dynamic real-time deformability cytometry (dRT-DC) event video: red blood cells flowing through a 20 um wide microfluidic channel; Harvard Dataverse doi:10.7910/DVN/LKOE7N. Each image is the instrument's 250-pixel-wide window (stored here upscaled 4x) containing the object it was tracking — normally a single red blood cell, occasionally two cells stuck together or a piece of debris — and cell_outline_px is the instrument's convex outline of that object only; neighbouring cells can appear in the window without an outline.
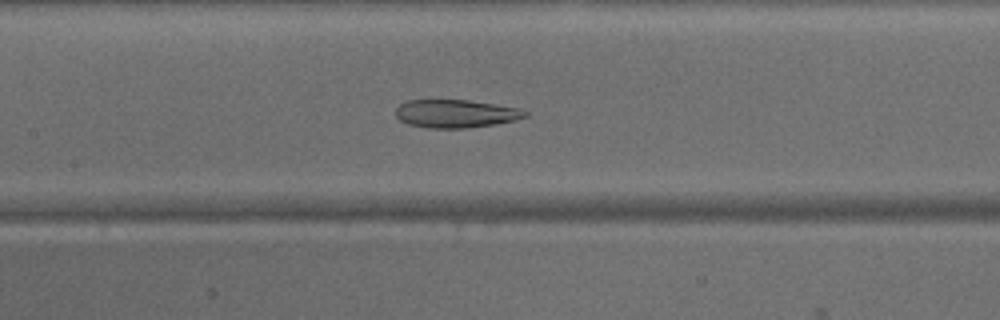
{"species": "common noctule bat (a hibernating species)", "species_latin": "Nyctalus noctula", "temperature_condition": "warm", "stored_images_in_passage": 47, "camera_frame_rate_fps": 3000, "um_per_image_px": 0.085, "animal": {"sex": "male", "body_mass_g": 15.6}, "frame": {"image": 1, "passage_image": 22, "time_ms": 7.0, "image_size_px": [1000, 320], "cell_outline_px": [[528, 116], [516, 120], [468, 128], [428, 128], [408, 124], [400, 120], [396, 116], [396, 108], [400, 104], [408, 100], [468, 100], [520, 108], [528, 112]], "centroid_in_image_um": [38.74, 9.66], "position_along_channel_um": 168.7, "area_um2": 21.15}}
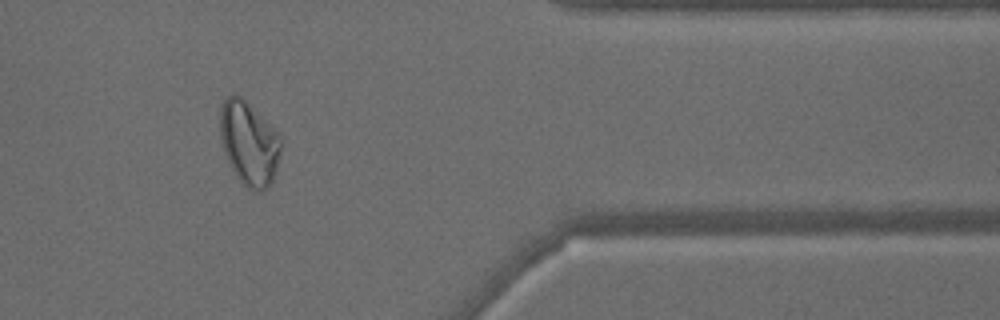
{"frame": {"image": 2, "passage_image": 39, "time_ms": 12.667, "image_size_px": [1000, 320], "cell_outline_px": [[280, 148], [276, 168], [272, 180], [268, 188], [264, 192], [248, 188], [236, 176], [224, 152], [220, 136], [220, 108], [224, 100], [232, 92], [236, 92], [280, 136]], "centroid_in_image_um": [21.13, 12.18], "position_along_channel_um": 390.3, "area_um2": 29.07}}
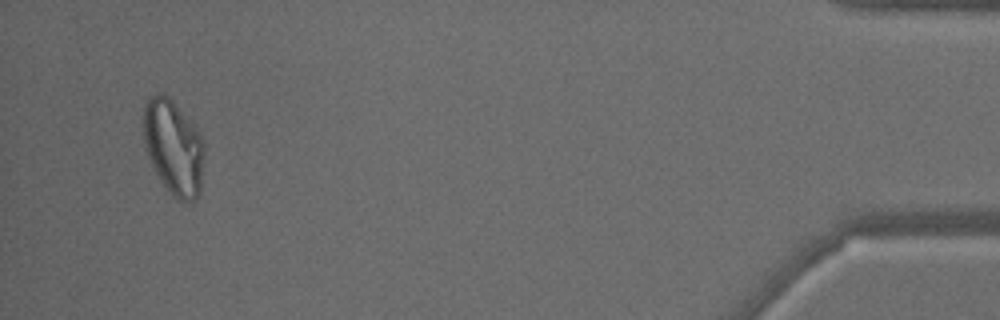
{"frame": {"image": 3, "passage_image": 45, "time_ms": 14.667, "image_size_px": [1000, 320], "cell_outline_px": [[204, 156], [200, 192], [196, 200], [176, 200], [172, 196], [160, 180], [144, 148], [144, 104], [148, 96], [156, 92], [164, 92], [176, 104], [200, 132], [204, 144]], "centroid_in_image_um": [14.75, 12.49], "position_along_channel_um": 420.5, "area_um2": 33.99}}